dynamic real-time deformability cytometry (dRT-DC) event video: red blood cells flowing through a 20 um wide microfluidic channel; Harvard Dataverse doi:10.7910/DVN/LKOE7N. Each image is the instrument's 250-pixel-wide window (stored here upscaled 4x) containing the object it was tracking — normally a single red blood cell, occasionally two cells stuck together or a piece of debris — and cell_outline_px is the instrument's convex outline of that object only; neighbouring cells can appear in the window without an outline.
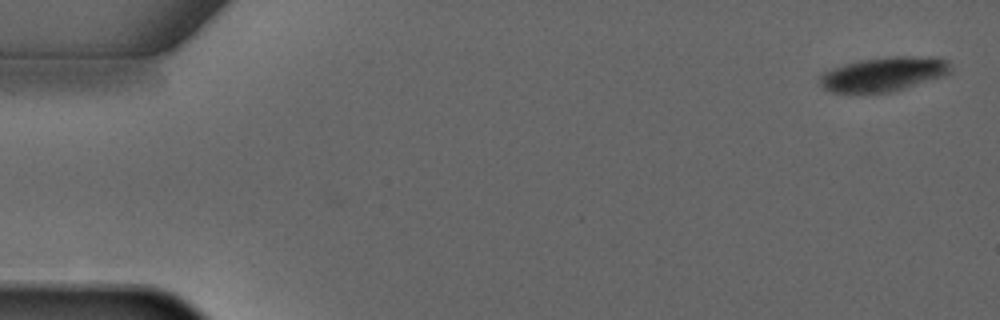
{"species": "common noctule bat (a hibernating species)", "species_latin": "Nyctalus noctula", "temperature_condition": "warm", "stored_images_in_passage": 2, "camera_frame_rate_fps": 3000, "um_per_image_px": 0.085, "animal": {"sex": "male", "forearm_length_mm": 52.5}, "frame": {"image": 1, "passage_image": 2, "time_ms": 1.0, "image_size_px": [1000, 320], "cell_outline_px": [[952, 72], [944, 76], [892, 92], [832, 92], [824, 88], [820, 84], [820, 76], [824, 72], [844, 64], [860, 60], [892, 56], [936, 56], [948, 60], [952, 68]], "centroid_in_image_um": [75.19, 6.28], "position_along_channel_um": 9.8, "area_um2": 26.18}}